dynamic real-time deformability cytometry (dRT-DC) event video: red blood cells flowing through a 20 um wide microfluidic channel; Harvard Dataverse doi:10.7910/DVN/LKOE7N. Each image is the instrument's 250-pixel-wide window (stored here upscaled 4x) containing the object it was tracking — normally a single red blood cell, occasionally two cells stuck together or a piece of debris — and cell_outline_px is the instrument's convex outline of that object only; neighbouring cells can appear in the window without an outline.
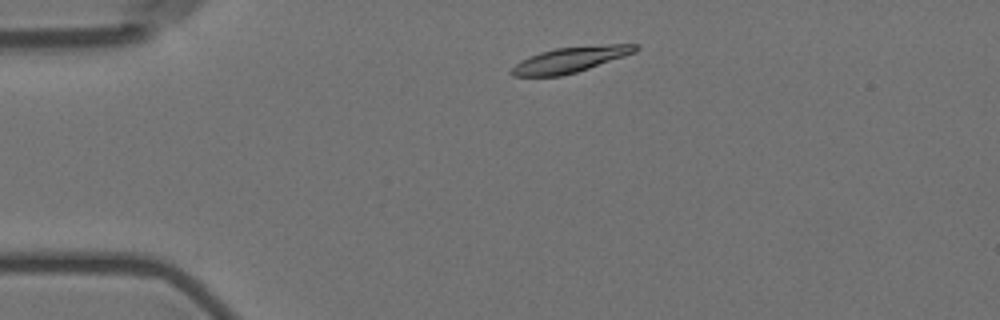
{"species": "Egyptian fruit bat (a non-hibernating species)", "species_latin": "Rousettus aegyptiacus", "temperature_condition": "room temperature", "stored_images_in_passage": 3, "camera_frame_rate_fps": 3000, "um_per_image_px": 0.085, "animal": {"sex": "female"}, "frame": {"image": 1, "passage_image": 2, "time_ms": 1.0, "image_size_px": [1000, 320], "cell_outline_px": [[640, 48], [636, 52], [576, 72], [560, 76], [512, 76], [508, 72], [520, 60], [528, 56], [540, 52], [556, 48], [608, 44], [640, 44]], "centroid_in_image_um": [48.46, 5.06], "position_along_channel_um": 36.5, "area_um2": 18.38}}